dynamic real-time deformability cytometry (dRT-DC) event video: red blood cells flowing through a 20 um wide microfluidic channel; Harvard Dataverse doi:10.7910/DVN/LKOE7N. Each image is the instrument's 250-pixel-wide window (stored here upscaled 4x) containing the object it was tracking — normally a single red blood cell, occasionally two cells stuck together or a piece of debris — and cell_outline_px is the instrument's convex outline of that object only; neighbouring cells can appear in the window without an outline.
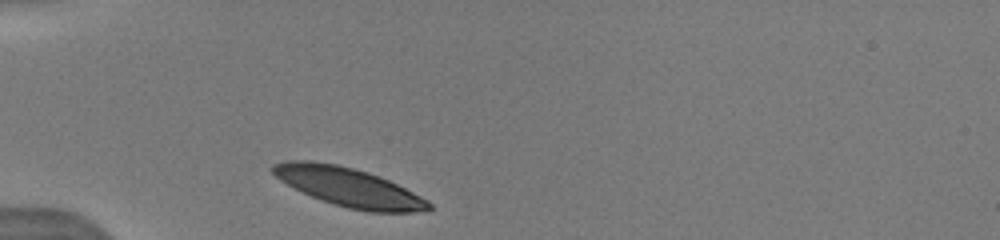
{"species": "human", "species_latin": "Homo sapiens", "temperature_condition": "warm", "stored_images_in_passage": 6, "camera_frame_rate_fps": 3000, "um_per_image_px": 0.085, "donor": {"sex": "male"}, "frame": {"image": 1, "passage_image": 1, "time_ms": 0.0, "image_size_px": [1000, 240], "cell_outline_px": [[432, 208], [428, 212], [368, 212], [348, 208], [320, 200], [280, 180], [268, 168], [272, 164], [288, 160], [308, 160], [336, 164], [368, 172], [388, 180], [428, 200], [432, 204]], "centroid_in_image_um": [29.65, 15.91], "position_along_channel_um": 55.4, "area_um2": 35.14}}